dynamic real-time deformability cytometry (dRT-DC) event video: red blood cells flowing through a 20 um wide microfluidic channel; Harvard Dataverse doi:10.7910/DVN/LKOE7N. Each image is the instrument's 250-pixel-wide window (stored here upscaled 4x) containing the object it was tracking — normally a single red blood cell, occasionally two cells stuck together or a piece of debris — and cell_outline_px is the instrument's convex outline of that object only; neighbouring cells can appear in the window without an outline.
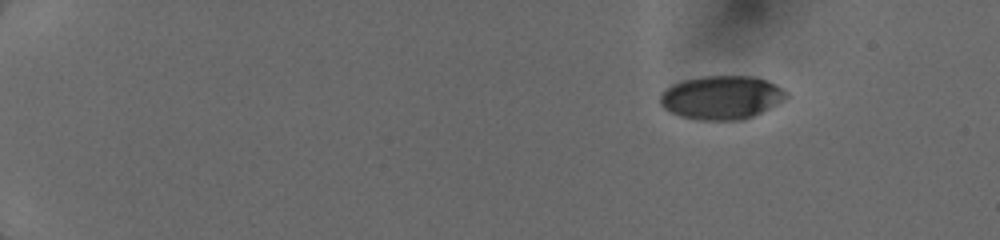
{"species": "human", "species_latin": "Homo sapiens", "temperature_condition": "cold", "stored_images_in_passage": 12, "camera_frame_rate_fps": 3000, "um_per_image_px": 0.085, "donor": {"sex": "female"}, "frame": {"image": 1, "passage_image": 1, "time_ms": 0.0, "image_size_px": [1000, 240], "cell_outline_px": [[788, 96], [784, 100], [744, 120], [696, 120], [680, 116], [664, 108], [660, 104], [660, 96], [672, 84], [684, 80], [704, 76], [756, 76], [768, 80], [776, 84], [788, 92]], "centroid_in_image_um": [61.35, 8.28], "position_along_channel_um": 23.6, "area_um2": 32.02}}
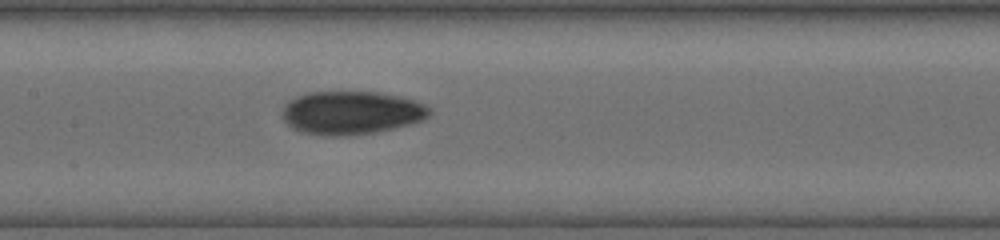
{"frame": {"image": 2, "passage_image": 8, "time_ms": 7.0, "image_size_px": [1000, 240], "cell_outline_px": [[432, 112], [428, 116], [420, 120], [408, 124], [392, 128], [372, 132], [336, 136], [324, 136], [300, 132], [292, 128], [280, 116], [280, 112], [284, 104], [288, 100], [296, 96], [308, 92], [380, 92], [412, 100], [424, 104], [432, 108]], "centroid_in_image_um": [29.78, 9.57], "position_along_channel_um": 177.6, "area_um2": 37.11}}
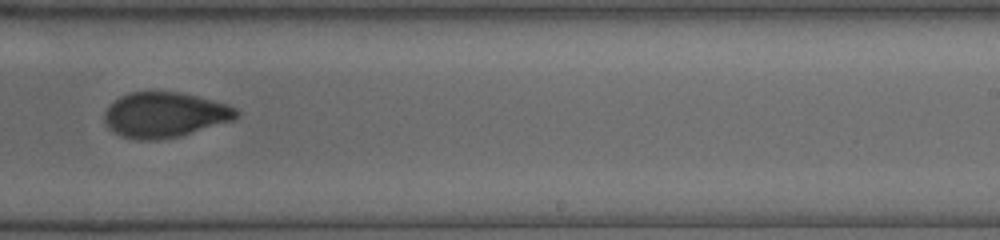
{"frame": {"image": 3, "passage_image": 12, "time_ms": 9.333, "image_size_px": [1000, 240], "cell_outline_px": [[240, 116], [232, 120], [180, 136], [156, 140], [140, 140], [120, 136], [112, 132], [108, 128], [104, 120], [104, 112], [120, 96], [132, 92], [180, 92], [228, 104], [236, 108], [240, 112]], "centroid_in_image_um": [14.0, 9.77], "position_along_channel_um": 275.0, "area_um2": 34.68}}